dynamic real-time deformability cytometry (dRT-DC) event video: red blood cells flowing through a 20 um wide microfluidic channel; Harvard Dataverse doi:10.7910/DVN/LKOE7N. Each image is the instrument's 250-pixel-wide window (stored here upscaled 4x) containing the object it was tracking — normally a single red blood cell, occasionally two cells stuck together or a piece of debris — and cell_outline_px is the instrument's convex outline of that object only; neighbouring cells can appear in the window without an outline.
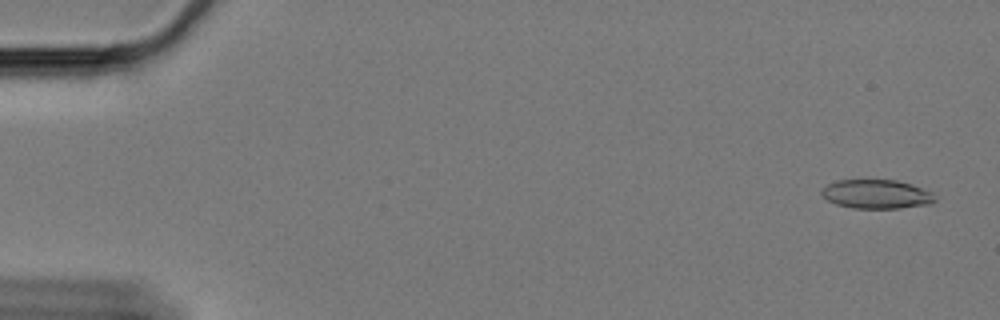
{"species": "Egyptian fruit bat (a non-hibernating species)", "species_latin": "Rousettus aegyptiacus", "temperature_condition": "cold", "stored_images_in_passage": 7, "camera_frame_rate_fps": 3000, "um_per_image_px": 0.085, "animal": {"sex": "female"}, "frame": {"image": 1, "passage_image": 3, "time_ms": 0.667, "image_size_px": [1000, 320], "cell_outline_px": [[936, 200], [932, 204], [900, 208], [852, 208], [836, 204], [828, 200], [820, 192], [828, 184], [836, 180], [896, 180], [912, 184], [932, 192], [936, 196]], "centroid_in_image_um": [74.55, 16.5], "position_along_channel_um": 10.5, "area_um2": 19.19}}